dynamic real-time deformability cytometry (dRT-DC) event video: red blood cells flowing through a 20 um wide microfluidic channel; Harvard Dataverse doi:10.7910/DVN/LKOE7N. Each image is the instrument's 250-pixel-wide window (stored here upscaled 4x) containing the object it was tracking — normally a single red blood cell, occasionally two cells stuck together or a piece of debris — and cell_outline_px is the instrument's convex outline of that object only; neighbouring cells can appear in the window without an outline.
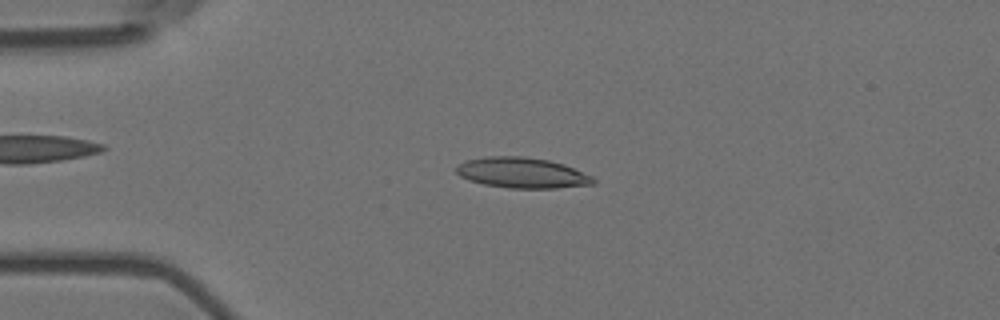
{"species": "Egyptian fruit bat (a non-hibernating species)", "species_latin": "Rousettus aegyptiacus", "temperature_condition": "room temperature", "stored_images_in_passage": 6, "camera_frame_rate_fps": 3000, "um_per_image_px": 0.085, "animal": {"sex": "female"}, "frame": {"image": 1, "passage_image": 4, "time_ms": 1.0, "image_size_px": [1000, 320], "cell_outline_px": [[596, 184], [556, 188], [508, 188], [484, 184], [468, 180], [460, 176], [456, 172], [456, 164], [468, 160], [488, 156], [524, 156], [548, 160], [564, 164], [592, 176], [596, 180]], "centroid_in_image_um": [44.38, 14.69], "position_along_channel_um": 40.6, "area_um2": 24.45}}
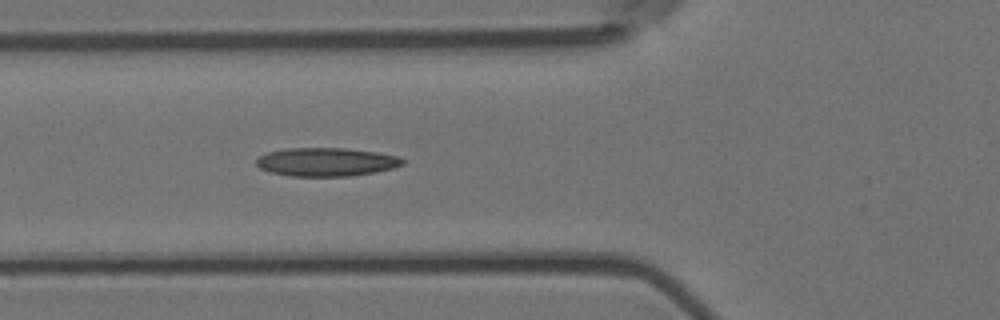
{"frame": {"image": 2, "passage_image": 6, "time_ms": 1.667, "image_size_px": [1000, 320], "cell_outline_px": [[404, 164], [392, 168], [376, 172], [348, 176], [292, 176], [268, 172], [260, 168], [256, 164], [256, 160], [260, 156], [268, 152], [288, 148], [344, 148], [376, 152], [400, 156], [404, 160]], "centroid_in_image_um": [27.74, 13.77], "position_along_channel_um": 98.1, "area_um2": 24.28}}